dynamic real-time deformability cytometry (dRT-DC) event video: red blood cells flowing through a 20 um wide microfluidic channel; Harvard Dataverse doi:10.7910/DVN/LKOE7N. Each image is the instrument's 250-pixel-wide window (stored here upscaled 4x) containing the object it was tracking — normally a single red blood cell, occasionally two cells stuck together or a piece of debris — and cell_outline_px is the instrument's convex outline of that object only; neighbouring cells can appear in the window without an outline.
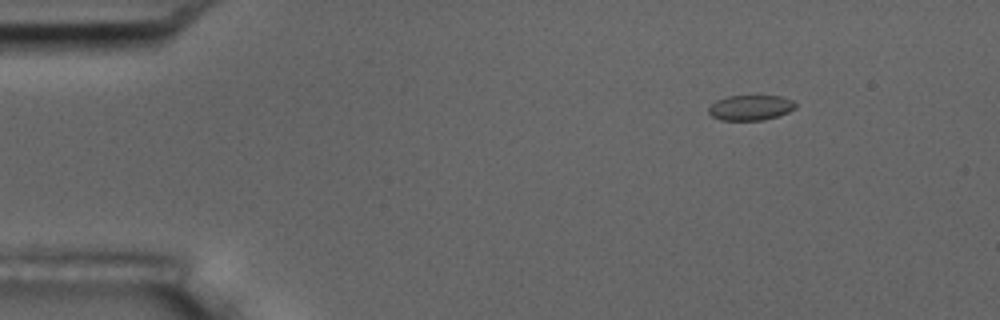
{"species": "common noctule bat (a hibernating species)", "species_latin": "Nyctalus noctula", "temperature_condition": "room temperature", "stored_images_in_passage": 5, "camera_frame_rate_fps": 3000, "um_per_image_px": 0.085, "animal": {"sex": "male", "body_mass_g": 17.5, "forearm_length_mm": 52.3}, "frame": {"image": 1, "passage_image": 1, "time_ms": 0.0, "image_size_px": [1000, 320], "cell_outline_px": [[796, 108], [788, 112], [764, 120], [720, 120], [712, 116], [708, 112], [708, 108], [716, 100], [728, 96], [780, 96], [792, 100], [796, 104]], "centroid_in_image_um": [63.78, 9.15], "position_along_channel_um": 21.2, "area_um2": 12.72}}
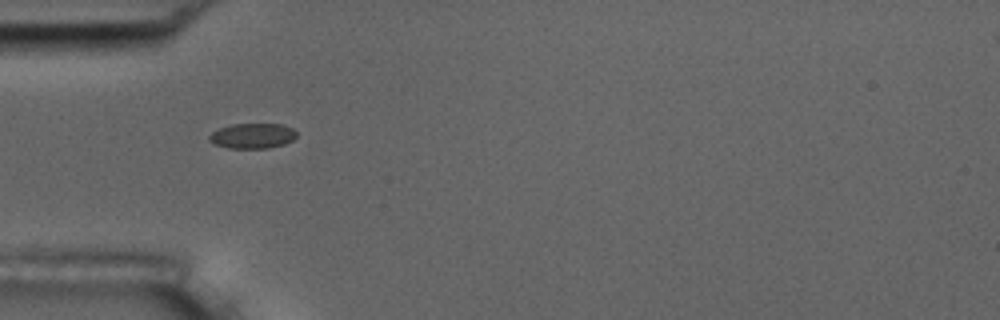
{"frame": {"image": 2, "passage_image": 4, "time_ms": 3.333, "image_size_px": [1000, 320], "cell_outline_px": [[296, 136], [292, 140], [284, 144], [268, 148], [228, 148], [216, 144], [208, 140], [208, 136], [212, 132], [220, 128], [232, 124], [284, 124], [292, 128], [296, 132]], "centroid_in_image_um": [21.46, 11.54], "position_along_channel_um": 63.5, "area_um2": 12.77}}